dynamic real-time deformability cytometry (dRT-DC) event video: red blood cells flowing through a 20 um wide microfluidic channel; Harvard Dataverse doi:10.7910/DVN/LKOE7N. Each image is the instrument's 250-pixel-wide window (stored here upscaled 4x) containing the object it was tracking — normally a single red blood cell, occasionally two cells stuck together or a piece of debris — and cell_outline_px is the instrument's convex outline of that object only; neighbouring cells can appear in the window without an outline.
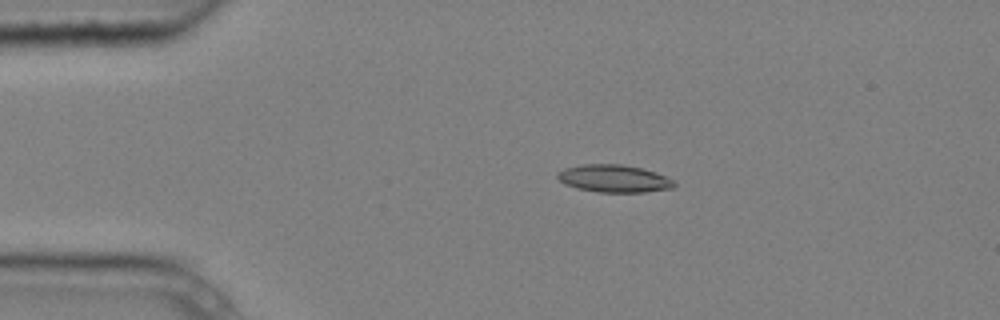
{"species": "common noctule bat (a hibernating species)", "species_latin": "Nyctalus noctula", "temperature_condition": "cold", "stored_images_in_passage": 6, "camera_frame_rate_fps": 3000, "um_per_image_px": 0.085, "animal": {"sex": "male", "body_mass_g": 20.4}, "frame": {"image": 1, "passage_image": 3, "time_ms": 0.667, "image_size_px": [1000, 320], "cell_outline_px": [[676, 184], [672, 188], [644, 192], [600, 192], [576, 188], [564, 184], [556, 176], [556, 172], [564, 168], [584, 164], [620, 164], [640, 168], [656, 172], [672, 180]], "centroid_in_image_um": [52.14, 15.17], "position_along_channel_um": 32.9, "area_um2": 18.61}}
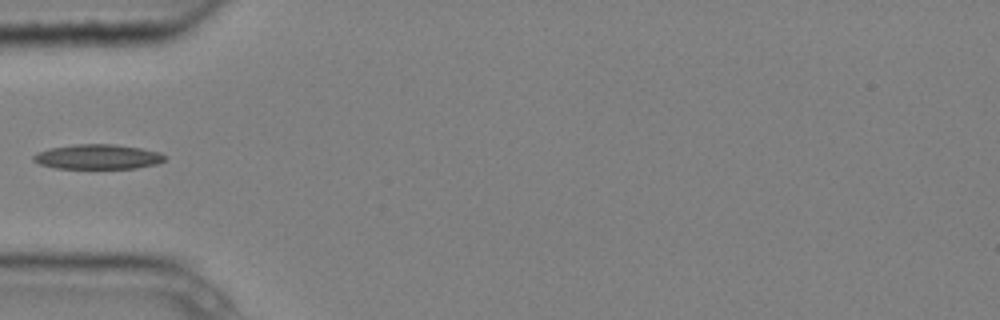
{"frame": {"image": 2, "passage_image": 5, "time_ms": 1.333, "image_size_px": [1000, 320], "cell_outline_px": [[164, 160], [156, 164], [136, 168], [56, 168], [40, 164], [32, 160], [32, 156], [36, 152], [48, 148], [76, 144], [112, 144], [140, 148], [160, 152], [164, 156]], "centroid_in_image_um": [8.26, 13.32], "position_along_channel_um": 76.7, "area_um2": 18.9}}
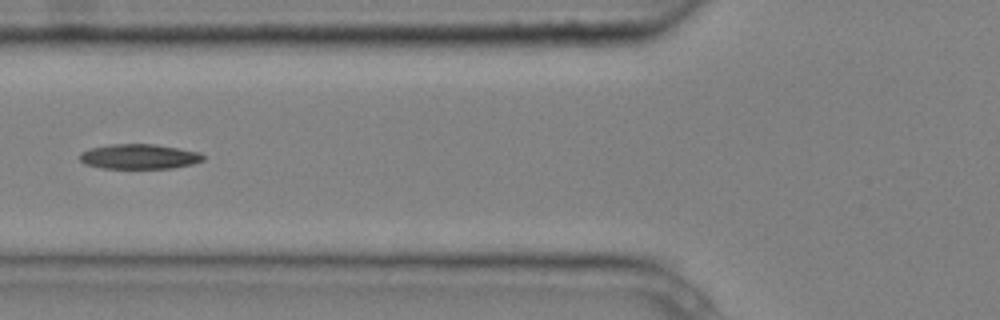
{"frame": {"image": 3, "passage_image": 6, "time_ms": 1.667, "image_size_px": [1000, 320], "cell_outline_px": [[204, 160], [192, 164], [172, 168], [100, 168], [84, 164], [80, 160], [80, 152], [88, 148], [112, 144], [152, 144], [200, 152], [204, 156]], "centroid_in_image_um": [11.79, 13.31], "position_along_channel_um": 114.0, "area_um2": 17.92}}